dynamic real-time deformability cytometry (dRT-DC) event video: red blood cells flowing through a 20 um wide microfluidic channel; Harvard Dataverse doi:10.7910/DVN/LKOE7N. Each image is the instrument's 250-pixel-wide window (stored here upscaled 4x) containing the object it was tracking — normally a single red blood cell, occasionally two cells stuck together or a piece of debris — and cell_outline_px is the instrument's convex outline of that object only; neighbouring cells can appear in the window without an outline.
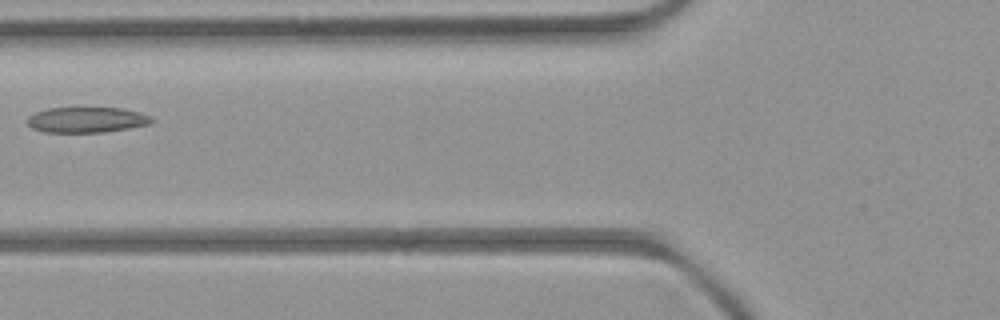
{"species": "common noctule bat (a hibernating species)", "species_latin": "Nyctalus noctula", "temperature_condition": "room temperature", "stored_images_in_passage": 4, "camera_frame_rate_fps": 3000, "um_per_image_px": 0.085, "animal": {"sex": "female", "body_mass_g": 21.9}, "frame": {"image": 1, "passage_image": 4, "time_ms": 3.333, "image_size_px": [1000, 320], "cell_outline_px": [[152, 120], [148, 124], [128, 128], [104, 132], [44, 132], [32, 128], [24, 120], [28, 116], [36, 112], [48, 108], [120, 108], [140, 112], [152, 116]], "centroid_in_image_um": [7.32, 10.18], "position_along_channel_um": 118.5, "area_um2": 18.44}}